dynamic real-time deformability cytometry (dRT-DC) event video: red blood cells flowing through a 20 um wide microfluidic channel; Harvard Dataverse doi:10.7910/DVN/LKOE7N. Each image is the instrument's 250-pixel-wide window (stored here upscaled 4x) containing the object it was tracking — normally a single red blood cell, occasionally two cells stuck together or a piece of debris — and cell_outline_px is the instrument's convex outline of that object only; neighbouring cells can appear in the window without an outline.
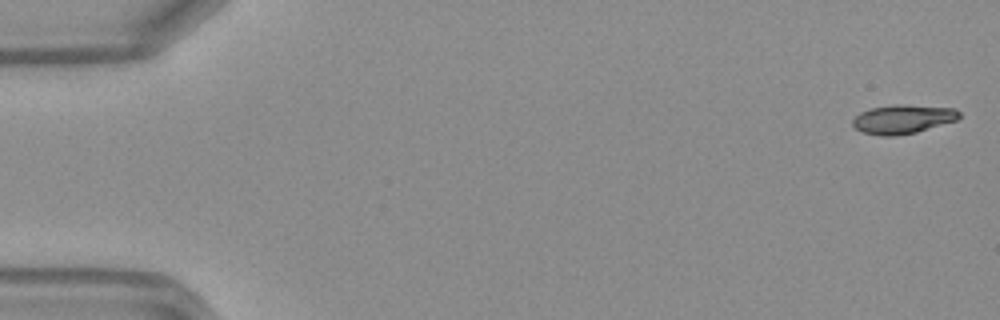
{"species": "Egyptian fruit bat (a non-hibernating species)", "species_latin": "Rousettus aegyptiacus", "temperature_condition": "warm", "stored_images_in_passage": 48, "camera_frame_rate_fps": 3000, "um_per_image_px": 0.085, "frame": {"image": 1, "passage_image": 1, "time_ms": 0.0, "image_size_px": [1000, 320], "cell_outline_px": [[960, 116], [956, 120], [916, 132], [892, 136], [880, 136], [860, 132], [852, 124], [852, 120], [860, 112], [872, 108], [896, 104], [904, 104], [956, 108], [960, 112]], "centroid_in_image_um": [76.73, 10.12], "position_along_channel_um": 8.3, "area_um2": 17.98}}
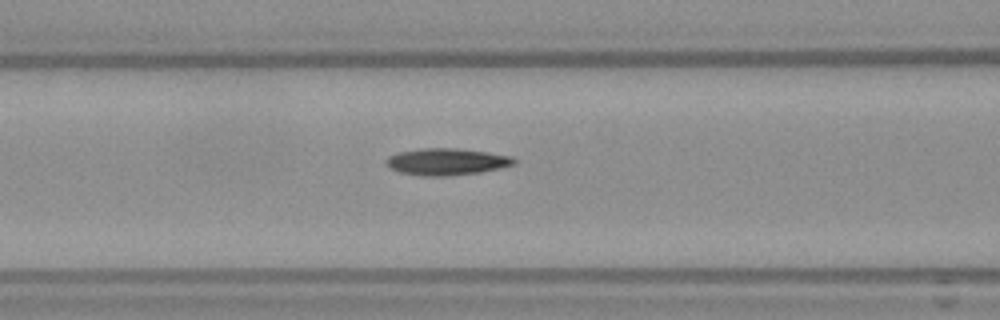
{"frame": {"image": 2, "passage_image": 20, "time_ms": 6.333, "image_size_px": [1000, 320], "cell_outline_px": [[516, 164], [500, 168], [480, 172], [444, 176], [420, 176], [400, 172], [388, 168], [384, 164], [384, 160], [388, 156], [396, 152], [424, 148], [456, 148], [488, 152], [512, 156], [516, 160]], "centroid_in_image_um": [37.91, 13.74], "position_along_channel_um": 128.7, "area_um2": 20.23}}
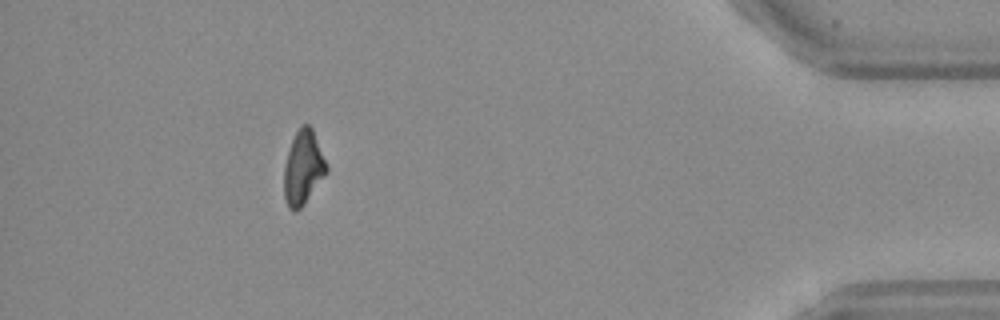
{"frame": {"image": 3, "passage_image": 44, "time_ms": 14.333, "image_size_px": [1000, 320], "cell_outline_px": [[328, 172], [304, 204], [296, 212], [288, 208], [284, 200], [284, 168], [288, 152], [292, 140], [296, 132], [304, 124], [308, 124], [312, 128], [328, 168]], "centroid_in_image_um": [25.76, 14.3], "position_along_channel_um": 409.4, "area_um2": 18.15}, "authors_computed_cell_mechanics": {"area_um2": 18.496, "velocity_mm_per_s": 4.1827, "shape_relaxation_time_tau1_ms": 7.8207, "shape_relaxation_time_tau2_ms": 8.6627, "deformation_change_tau1": 0.1982, "deformation_change_tau2": 0.2086}}